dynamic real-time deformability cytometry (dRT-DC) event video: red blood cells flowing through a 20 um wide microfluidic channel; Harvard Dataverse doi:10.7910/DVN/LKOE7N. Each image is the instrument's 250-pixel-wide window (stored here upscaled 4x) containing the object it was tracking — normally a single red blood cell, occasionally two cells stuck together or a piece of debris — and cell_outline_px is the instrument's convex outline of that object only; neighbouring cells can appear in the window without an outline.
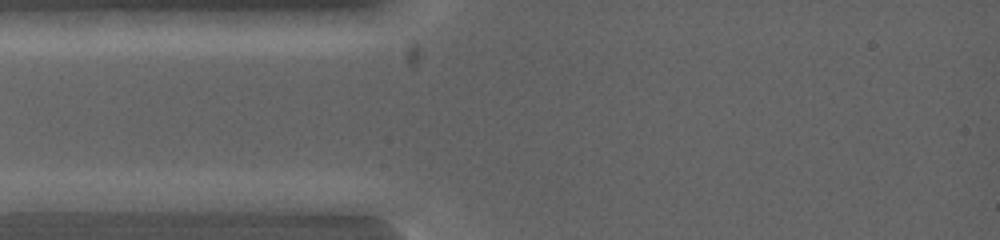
{"species": "common noctule bat (a hibernating species)", "species_latin": "Nyctalus noctula", "temperature_condition": "warm", "stored_images_in_passage": 3, "camera_frame_rate_fps": 5000, "um_per_image_px": 0.085, "animal": {"sex": "female", "body_mass_g": 19.0, "forearm_length_mm": 53.3}, "frame": {"image": 1, "passage_image": 1, "time_ms": 0.0, "image_size_px": [1000, 240], "cell_outline_px": [[132, 212], [20, 212], [12, 200], [20, 192], [112, 192], [132, 200]], "centroid_in_image_um": [6.13, 17.19], "position_along_channel_um": 78.9, "area_um2": 16.18}}